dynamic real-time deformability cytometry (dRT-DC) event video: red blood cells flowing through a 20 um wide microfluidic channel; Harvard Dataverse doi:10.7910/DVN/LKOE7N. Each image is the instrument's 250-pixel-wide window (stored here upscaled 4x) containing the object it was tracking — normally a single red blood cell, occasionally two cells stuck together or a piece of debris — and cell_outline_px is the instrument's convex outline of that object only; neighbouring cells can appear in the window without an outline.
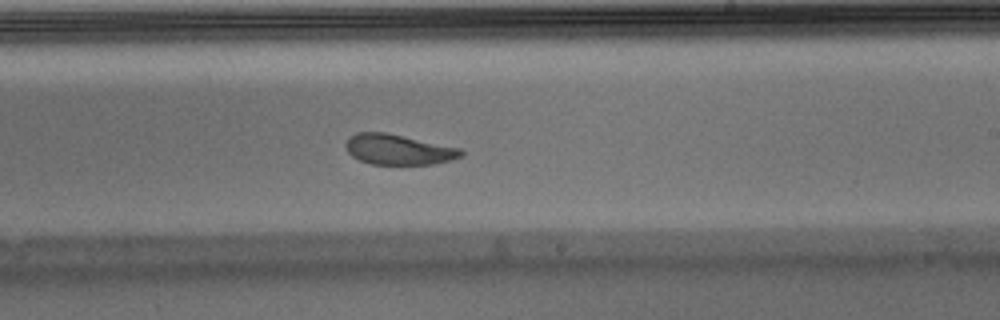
{"species": "Egyptian fruit bat (a non-hibernating species)", "species_latin": "Rousettus aegyptiacus", "temperature_condition": "warm", "stored_images_in_passage": 39, "camera_frame_rate_fps": 3000, "um_per_image_px": 0.085, "animal": {"sex": "male"}, "frame": {"image": 1, "passage_image": 17, "time_ms": 5.333, "image_size_px": [1000, 320], "cell_outline_px": [[464, 156], [452, 160], [432, 164], [368, 164], [352, 156], [348, 152], [344, 144], [348, 136], [356, 132], [384, 132], [460, 148], [464, 152]], "centroid_in_image_um": [33.84, 12.71], "position_along_channel_um": 255.2, "area_um2": 20.46}, "authors_computed_cell_mechanics": {"area_um2": 21.7906, "velocity_mm_per_s": 3.8727, "shape_relaxation_time_tau1_ms": 5.1244, "shape_relaxation_time_tau2_ms": 1.8718, "deformation_change_tau1": 0.1848, "deformation_change_tau2": 0.0866}}